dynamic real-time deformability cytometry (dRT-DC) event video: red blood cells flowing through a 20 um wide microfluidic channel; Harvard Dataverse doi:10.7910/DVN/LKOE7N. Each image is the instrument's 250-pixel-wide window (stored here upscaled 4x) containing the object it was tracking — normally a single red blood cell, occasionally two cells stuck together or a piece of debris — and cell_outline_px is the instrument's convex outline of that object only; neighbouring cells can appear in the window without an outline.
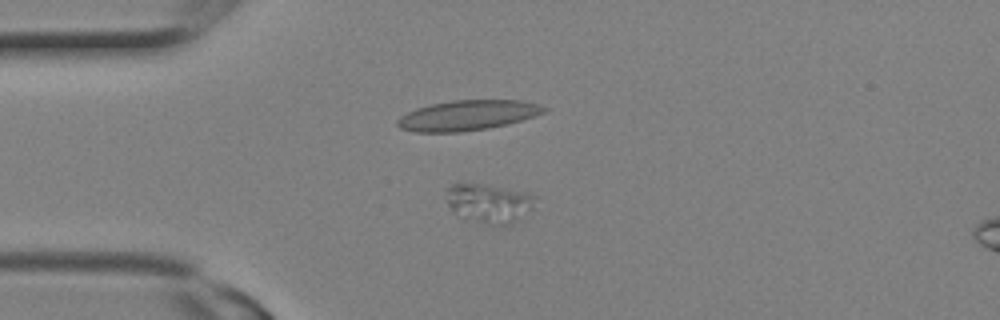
{"species": "Egyptian fruit bat (a non-hibernating species)", "species_latin": "Rousettus aegyptiacus", "temperature_condition": "room temperature", "stored_images_in_passage": 8, "camera_frame_rate_fps": 3000, "um_per_image_px": 0.085, "animal": {"sex": "female"}, "frame": {"image": 1, "passage_image": 7, "time_ms": 2.0, "image_size_px": [1000, 320], "cell_outline_px": [[536, 196], [532, 208], [512, 224], [484, 224], [456, 216], [452, 212], [448, 204], [448, 188], [452, 184], [480, 184], [528, 192]], "centroid_in_image_um": [41.56, 17.29], "position_along_channel_um": 43.4, "area_um2": 20.06}}